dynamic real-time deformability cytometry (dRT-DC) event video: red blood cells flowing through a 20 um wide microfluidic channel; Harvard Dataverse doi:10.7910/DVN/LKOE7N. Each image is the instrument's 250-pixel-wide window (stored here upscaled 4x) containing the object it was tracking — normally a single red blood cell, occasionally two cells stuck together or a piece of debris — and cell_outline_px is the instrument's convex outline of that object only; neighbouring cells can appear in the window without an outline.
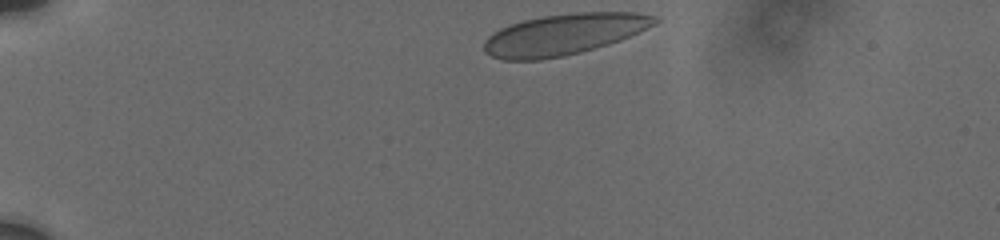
{"species": "human", "species_latin": "Homo sapiens", "temperature_condition": "cold", "stored_images_in_passage": 11, "camera_frame_rate_fps": 3000, "um_per_image_px": 0.085, "donor": {"sex": "male"}, "frame": {"image": 1, "passage_image": 1, "time_ms": 0.0, "image_size_px": [1000, 240], "cell_outline_px": [[660, 20], [656, 24], [620, 40], [608, 44], [580, 52], [564, 56], [540, 60], [504, 60], [492, 56], [484, 52], [484, 40], [492, 32], [508, 24], [540, 16], [576, 12], [636, 12], [660, 16]], "centroid_in_image_um": [47.93, 2.91], "position_along_channel_um": 37.1, "area_um2": 41.15}}
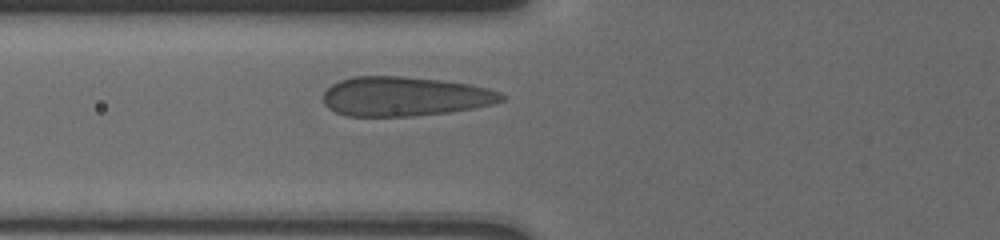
{"frame": {"image": 2, "passage_image": 7, "time_ms": 3.333, "image_size_px": [1000, 240], "cell_outline_px": [[508, 96], [504, 100], [492, 104], [472, 108], [448, 112], [412, 116], [348, 116], [336, 112], [328, 108], [324, 104], [324, 92], [332, 84], [340, 80], [352, 76], [404, 76], [440, 80], [468, 84], [488, 88], [500, 92]], "centroid_in_image_um": [34.4, 8.19], "position_along_channel_um": 91.4, "area_um2": 40.98}}
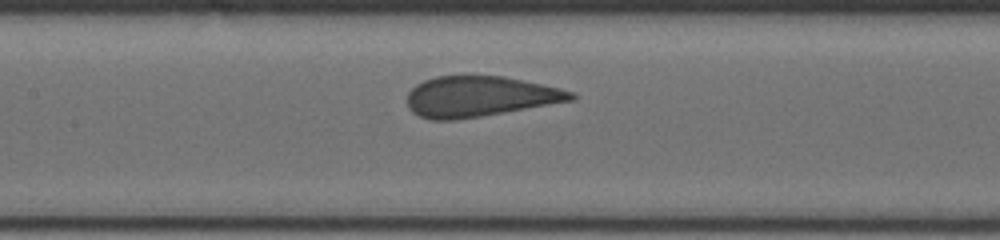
{"frame": {"image": 3, "passage_image": 10, "time_ms": 5.333, "image_size_px": [1000, 240], "cell_outline_px": [[576, 100], [456, 120], [432, 120], [420, 116], [412, 112], [408, 108], [408, 92], [416, 84], [424, 80], [436, 76], [504, 76], [560, 88], [572, 92], [576, 96]], "centroid_in_image_um": [40.76, 8.2], "position_along_channel_um": 166.6, "area_um2": 38.55}}